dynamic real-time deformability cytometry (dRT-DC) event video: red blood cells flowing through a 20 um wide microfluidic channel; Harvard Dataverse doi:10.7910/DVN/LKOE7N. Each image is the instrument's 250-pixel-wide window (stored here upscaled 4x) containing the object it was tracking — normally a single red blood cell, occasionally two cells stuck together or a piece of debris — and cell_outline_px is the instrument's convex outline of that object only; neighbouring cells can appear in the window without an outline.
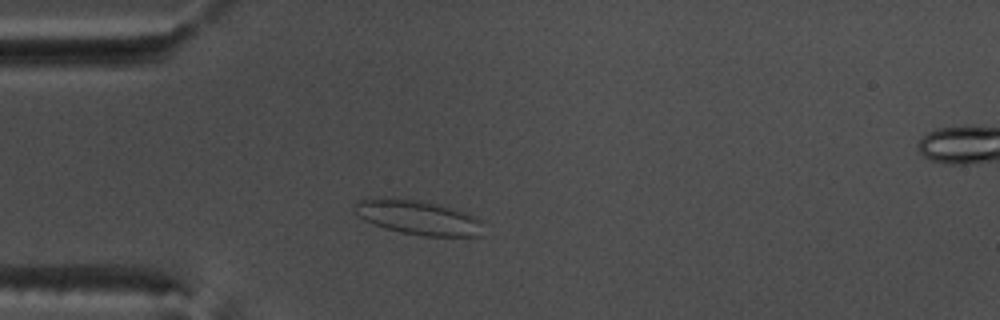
{"species": "common noctule bat (a hibernating species)", "species_latin": "Nyctalus noctula", "temperature_condition": "warm", "stored_images_in_passage": 42, "camera_frame_rate_fps": 3000, "um_per_image_px": 0.085, "animal": {"sex": "male", "body_mass_g": 17.5, "forearm_length_mm": 52.3}, "frame": {"image": 1, "passage_image": 3, "time_ms": 0.667, "image_size_px": [1000, 320], "cell_outline_px": [[480, 236], [424, 236], [404, 232], [388, 228], [364, 220], [352, 208], [360, 200], [368, 196], [420, 200], [440, 204], [468, 212], [476, 216], [480, 220]], "centroid_in_image_um": [35.53, 18.45], "position_along_channel_um": 49.5, "area_um2": 25.72}}
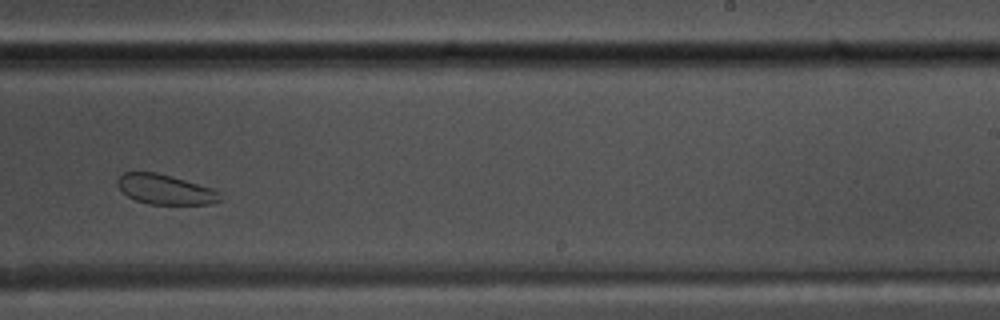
{"frame": {"image": 2, "passage_image": 22, "time_ms": 7.0, "image_size_px": [1000, 320], "cell_outline_px": [[224, 200], [212, 204], [148, 204], [136, 200], [120, 192], [116, 184], [116, 180], [124, 172], [156, 172], [172, 176], [212, 188], [224, 192]], "centroid_in_image_um": [14.09, 16.11], "position_along_channel_um": 274.9, "area_um2": 18.32}}
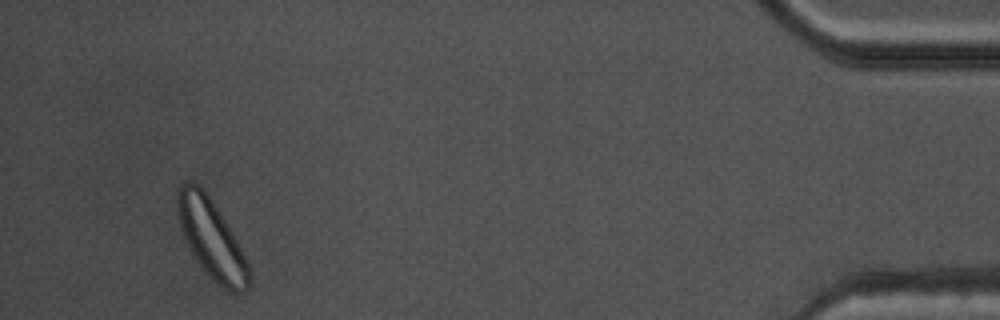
{"frame": {"image": 3, "passage_image": 39, "time_ms": 12.667, "image_size_px": [1000, 320], "cell_outline_px": [[252, 276], [248, 288], [244, 292], [228, 292], [196, 260], [184, 236], [176, 204], [176, 192], [180, 184], [196, 184], [208, 196], [232, 232], [252, 272]], "centroid_in_image_um": [18.01, 20.34], "position_along_channel_um": 417.2, "area_um2": 31.62}}